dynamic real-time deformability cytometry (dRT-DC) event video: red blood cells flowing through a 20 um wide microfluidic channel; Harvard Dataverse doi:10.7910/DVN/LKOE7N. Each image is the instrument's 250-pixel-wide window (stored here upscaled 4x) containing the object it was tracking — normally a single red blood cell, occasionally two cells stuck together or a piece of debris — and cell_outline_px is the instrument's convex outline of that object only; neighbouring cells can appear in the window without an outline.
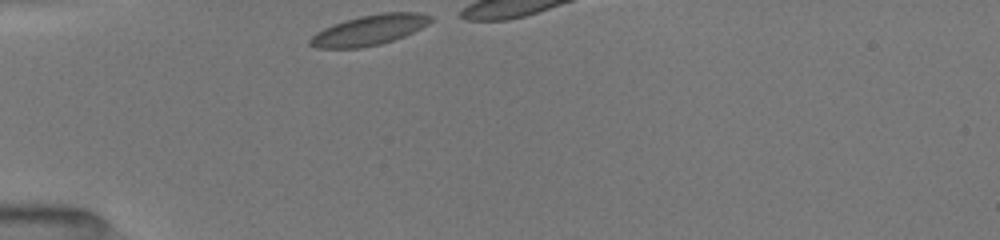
{"species": "common noctule bat (a hibernating species)", "species_latin": "Nyctalus noctula", "temperature_condition": "room temperature", "stored_images_in_passage": 6, "camera_frame_rate_fps": 3000, "um_per_image_px": 0.085, "animal": {"sex": "female", "body_mass_g": 19.5, "forearm_length_mm": 54.1}, "frame": {"image": 1, "passage_image": 1, "time_ms": 0.0, "image_size_px": [1000, 240], "cell_outline_px": [[432, 20], [428, 24], [404, 36], [380, 44], [360, 48], [316, 48], [308, 44], [308, 40], [316, 32], [332, 24], [344, 20], [360, 16], [384, 12], [416, 12], [432, 16]], "centroid_in_image_um": [31.35, 2.55], "position_along_channel_um": 53.6, "area_um2": 21.21}}